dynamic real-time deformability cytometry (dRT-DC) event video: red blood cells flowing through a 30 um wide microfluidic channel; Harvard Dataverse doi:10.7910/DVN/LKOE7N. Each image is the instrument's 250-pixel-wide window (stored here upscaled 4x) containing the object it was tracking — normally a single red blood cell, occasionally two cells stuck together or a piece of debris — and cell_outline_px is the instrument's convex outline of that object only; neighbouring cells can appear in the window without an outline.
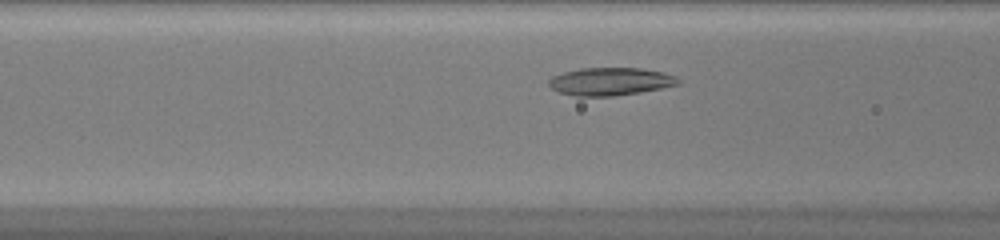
{"species": "common noctule bat (a hibernating species)", "species_latin": "Nyctalus noctula", "temperature_condition": "warm", "stored_images_in_passage": 31, "camera_frame_rate_fps": 3000, "um_per_image_px": 0.085, "animal": {"sex": "female", "body_mass_g": 20.0, "forearm_length_mm": 54.0}, "frame": {"image": 1, "passage_image": 8, "time_ms": 2.333, "image_size_px": [1000, 240], "cell_outline_px": [[680, 84], [640, 92], [612, 96], [576, 96], [560, 92], [552, 88], [548, 84], [548, 80], [552, 76], [564, 72], [580, 68], [640, 68], [664, 72], [676, 76], [680, 80]], "centroid_in_image_um": [51.89, 6.92], "position_along_channel_um": 114.7, "area_um2": 20.92}}
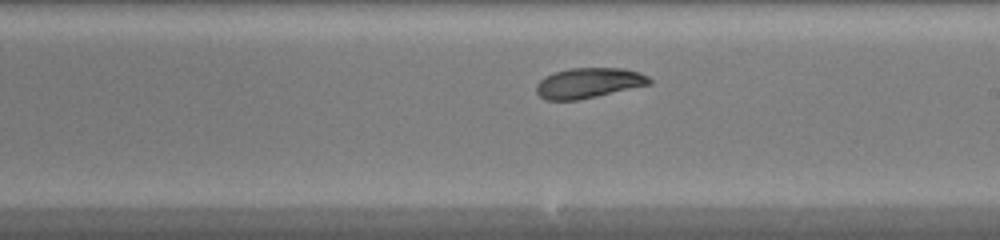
{"frame": {"image": 2, "passage_image": 17, "time_ms": 5.333, "image_size_px": [1000, 240], "cell_outline_px": [[652, 84], [596, 96], [576, 100], [544, 100], [536, 92], [536, 84], [544, 76], [556, 72], [572, 68], [624, 68], [640, 72], [648, 76], [652, 80]], "centroid_in_image_um": [50.04, 7.05], "position_along_channel_um": 239.0, "area_um2": 19.94}}
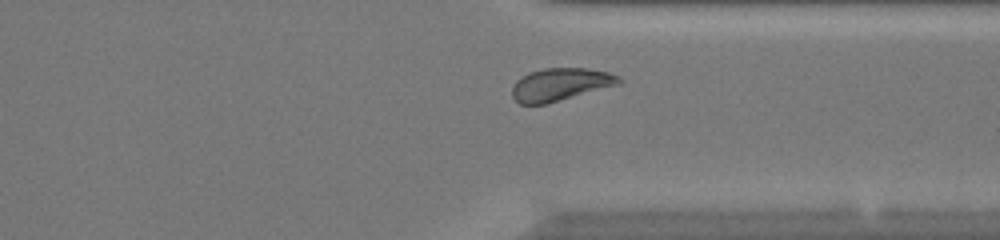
{"frame": {"image": 3, "passage_image": 26, "time_ms": 8.333, "image_size_px": [1000, 240], "cell_outline_px": [[624, 80], [620, 84], [544, 104], [520, 104], [512, 96], [512, 88], [516, 80], [528, 72], [544, 68], [588, 68], [608, 72], [620, 76]], "centroid_in_image_um": [47.64, 7.16], "position_along_channel_um": 363.8, "area_um2": 20.29}, "authors_computed_cell_mechanics": {"area_um2": 20.3456, "velocity_mm_per_s": 4.1531, "shape_relaxation_time_tau1_ms": null, "shape_relaxation_time_tau2_ms": 2.9385, "deformation_change_tau1": null, "deformation_change_tau2": 0.0778}}